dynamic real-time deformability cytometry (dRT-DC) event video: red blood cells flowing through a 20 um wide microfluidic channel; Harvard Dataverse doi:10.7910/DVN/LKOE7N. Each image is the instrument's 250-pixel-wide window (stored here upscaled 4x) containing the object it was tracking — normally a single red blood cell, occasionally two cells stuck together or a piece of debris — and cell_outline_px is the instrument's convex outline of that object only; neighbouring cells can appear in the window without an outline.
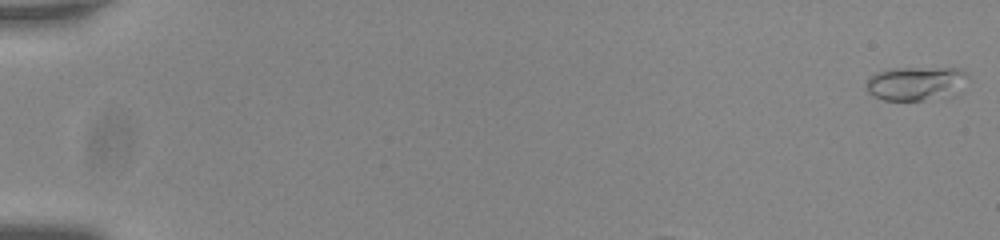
{"species": "common noctule bat (a hibernating species)", "species_latin": "Nyctalus noctula", "temperature_condition": "room temperature", "stored_images_in_passage": 41, "camera_frame_rate_fps": 3000, "um_per_image_px": 0.085, "animal": {"sex": "male", "body_mass_g": 20.0, "forearm_length_mm": 53.3}, "frame": {"image": 1, "passage_image": 1, "time_ms": 0.0, "image_size_px": [1000, 240], "cell_outline_px": [[968, 76], [952, 96], [924, 100], [884, 100], [868, 92], [864, 84], [876, 72], [892, 68], [956, 68], [964, 72]], "centroid_in_image_um": [77.8, 7.09], "position_along_channel_um": 7.2, "area_um2": 19.83}}
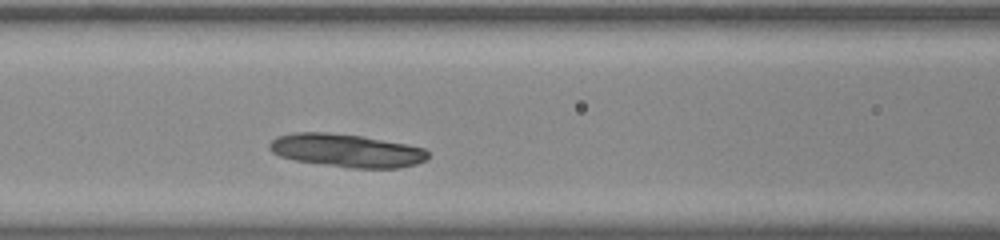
{"frame": {"image": 2, "passage_image": 18, "time_ms": 5.667, "image_size_px": [1000, 240], "cell_outline_px": [[428, 160], [416, 164], [400, 168], [352, 168], [296, 160], [280, 156], [272, 152], [268, 148], [268, 144], [276, 136], [292, 132], [328, 132], [360, 136], [408, 144], [424, 148], [428, 152]], "centroid_in_image_um": [29.46, 12.79], "position_along_channel_um": 137.1, "area_um2": 30.69}}
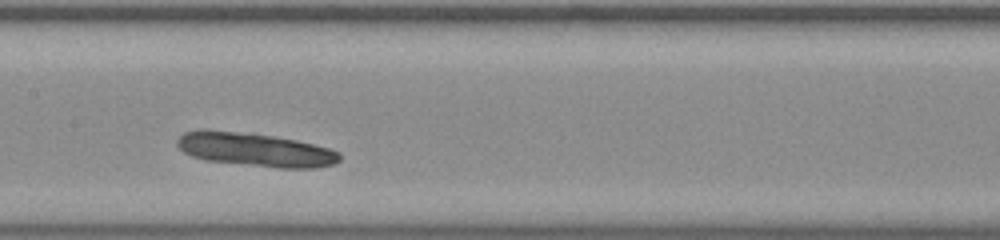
{"frame": {"image": 3, "passage_image": 22, "time_ms": 7.0, "image_size_px": [1000, 240], "cell_outline_px": [[340, 160], [332, 164], [316, 168], [276, 168], [208, 160], [192, 156], [184, 152], [176, 144], [176, 140], [184, 132], [232, 132], [272, 136], [296, 140], [328, 148], [340, 152]], "centroid_in_image_um": [21.77, 12.76], "position_along_channel_um": 185.6, "area_um2": 30.81}}